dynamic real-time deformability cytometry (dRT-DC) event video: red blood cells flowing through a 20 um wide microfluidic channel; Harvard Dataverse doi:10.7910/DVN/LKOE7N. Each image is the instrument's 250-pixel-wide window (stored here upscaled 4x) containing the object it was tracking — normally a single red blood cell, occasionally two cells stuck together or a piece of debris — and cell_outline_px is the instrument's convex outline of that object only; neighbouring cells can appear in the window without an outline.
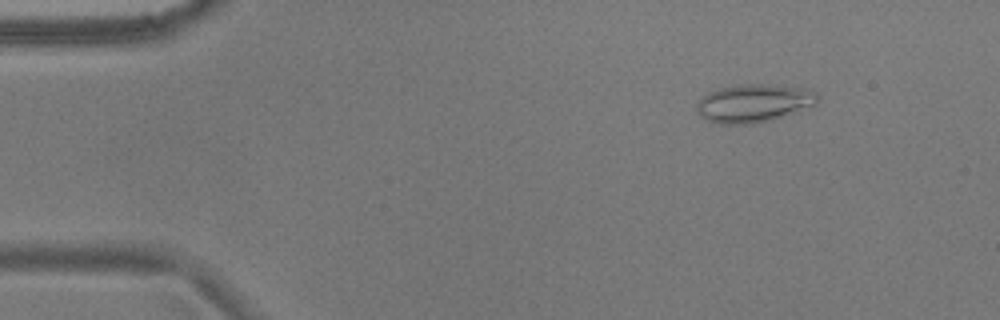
{"species": "common noctule bat (a hibernating species)", "species_latin": "Nyctalus noctula", "temperature_condition": "warm", "stored_images_in_passage": 21, "camera_frame_rate_fps": 3000, "um_per_image_px": 0.085, "animal": {"sex": "male", "body_mass_g": 17.9}, "frame": {"image": 1, "passage_image": 7, "time_ms": 2.0, "image_size_px": [1000, 320], "cell_outline_px": [[820, 100], [816, 104], [784, 116], [772, 120], [752, 124], [720, 124], [708, 120], [700, 116], [696, 108], [696, 104], [708, 92], [720, 88], [744, 84], [764, 84], [804, 88], [816, 92], [820, 96]], "centroid_in_image_um": [64.09, 8.78], "position_along_channel_um": 20.9, "area_um2": 26.82}}